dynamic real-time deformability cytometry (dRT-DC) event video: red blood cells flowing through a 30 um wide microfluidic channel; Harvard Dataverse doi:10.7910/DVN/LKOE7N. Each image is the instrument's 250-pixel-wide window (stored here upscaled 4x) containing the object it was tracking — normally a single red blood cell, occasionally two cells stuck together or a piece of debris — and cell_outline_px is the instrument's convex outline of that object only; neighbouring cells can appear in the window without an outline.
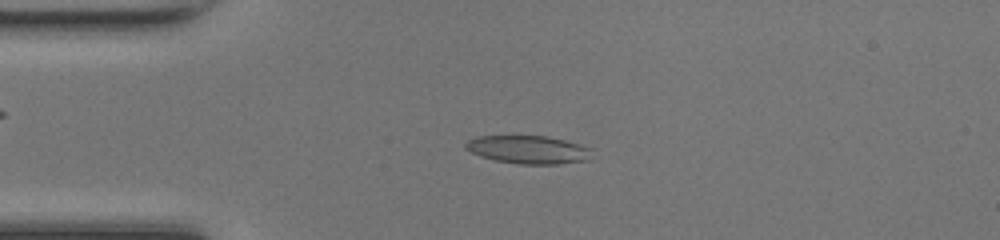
{"species": "common noctule bat (a hibernating species)", "species_latin": "Nyctalus noctula", "temperature_condition": "room temperature", "stored_images_in_passage": 47, "camera_frame_rate_fps": 3000, "um_per_image_px": 0.085, "animal": {"sex": "female", "body_mass_g": 17.0, "forearm_length_mm": 48.0}, "frame": {"image": 1, "passage_image": 11, "time_ms": 3.333, "image_size_px": [1000, 240], "cell_outline_px": [[592, 148], [588, 160], [556, 164], [520, 164], [496, 160], [480, 156], [464, 148], [464, 144], [468, 140], [476, 136], [548, 136], [564, 140]], "centroid_in_image_um": [44.88, 12.71], "position_along_channel_um": 40.1, "area_um2": 20.58}}
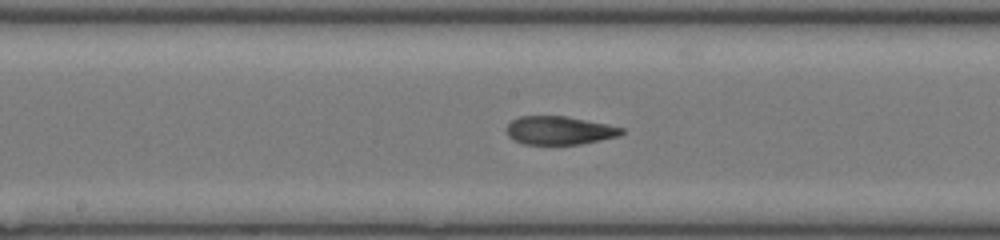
{"frame": {"image": 2, "passage_image": 24, "time_ms": 7.667, "image_size_px": [1000, 240], "cell_outline_px": [[624, 132], [616, 136], [600, 140], [580, 144], [524, 144], [508, 136], [508, 124], [512, 120], [520, 116], [564, 116], [624, 128]], "centroid_in_image_um": [47.52, 11.09], "position_along_channel_um": 200.7, "area_um2": 18.55}}
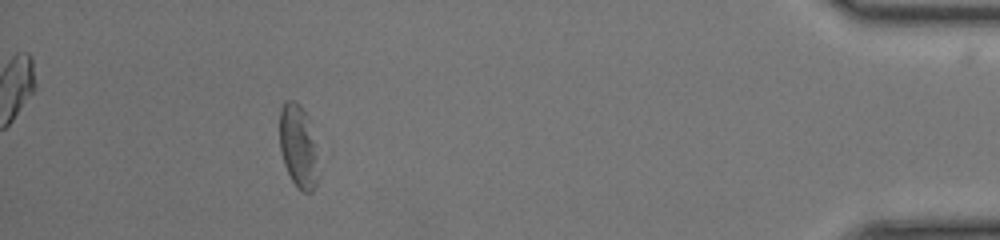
{"frame": {"image": 3, "passage_image": 43, "time_ms": 14.0, "image_size_px": [1000, 240], "cell_outline_px": [[316, 184], [312, 192], [304, 192], [296, 188], [284, 164], [280, 148], [280, 108], [284, 100], [296, 100], [300, 104], [308, 116], [316, 156]], "centroid_in_image_um": [25.31, 12.39], "position_along_channel_um": 409.9, "area_um2": 18.44}, "authors_computed_cell_mechanics": {"area_um2": 20.23, "velocity_mm_per_s": 4.3051, "shape_relaxation_time_tau1_ms": null, "shape_relaxation_time_tau2_ms": 2.866, "deformation_change_tau1": null, "deformation_change_tau2": 0.1189}}